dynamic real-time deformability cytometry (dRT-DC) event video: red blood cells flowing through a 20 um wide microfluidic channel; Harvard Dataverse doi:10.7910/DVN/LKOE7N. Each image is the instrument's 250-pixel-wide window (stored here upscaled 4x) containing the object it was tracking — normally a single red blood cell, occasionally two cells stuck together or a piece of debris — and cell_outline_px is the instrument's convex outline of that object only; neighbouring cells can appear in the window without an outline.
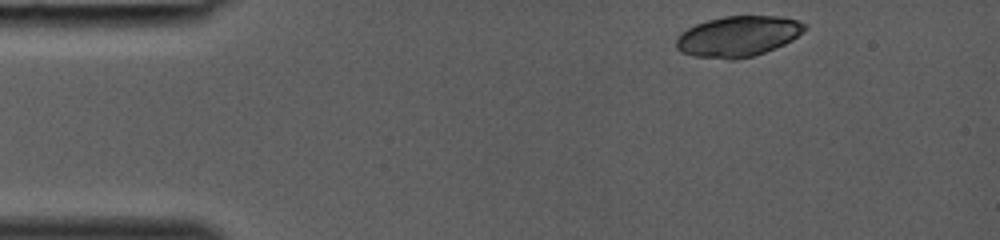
{"species": "common noctule bat (a hibernating species)", "species_latin": "Nyctalus noctula", "temperature_condition": "room temperature", "stored_images_in_passage": 32, "camera_frame_rate_fps": 3000, "um_per_image_px": 0.085, "animal": {"sex": "female", "body_mass_g": 19.0, "forearm_length_mm": 53.3}, "frame": {"image": 1, "passage_image": 1, "time_ms": 0.0, "image_size_px": [1000, 240], "cell_outline_px": [[808, 28], [792, 40], [784, 44], [764, 52], [752, 56], [732, 60], [728, 60], [692, 56], [680, 52], [676, 48], [676, 36], [680, 32], [696, 24], [708, 20], [724, 16], [780, 16], [796, 20], [808, 24]], "centroid_in_image_um": [62.71, 3.09], "position_along_channel_um": 22.3, "area_um2": 30.63}}